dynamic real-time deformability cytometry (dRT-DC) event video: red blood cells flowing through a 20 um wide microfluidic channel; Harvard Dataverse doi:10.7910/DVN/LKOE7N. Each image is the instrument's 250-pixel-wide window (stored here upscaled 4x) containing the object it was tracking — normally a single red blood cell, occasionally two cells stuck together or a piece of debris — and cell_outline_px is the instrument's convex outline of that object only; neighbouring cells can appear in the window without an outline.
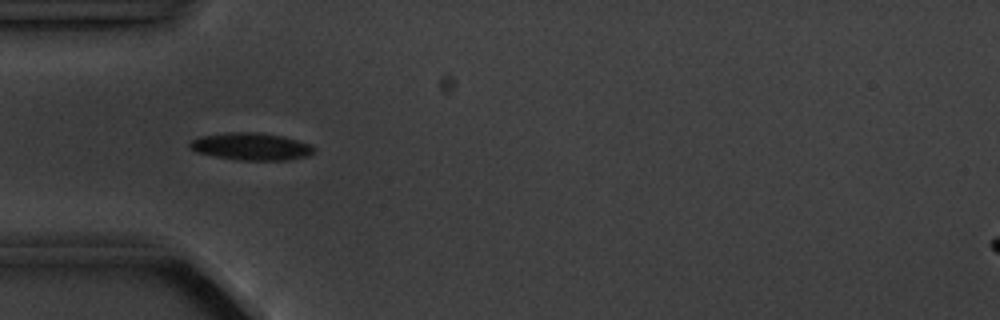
{"species": "common noctule bat (a hibernating species)", "species_latin": "Nyctalus noctula", "temperature_condition": "cold", "stored_images_in_passage": 6, "camera_frame_rate_fps": 3000, "um_per_image_px": 0.085, "animal": {"sex": "male", "body_mass_g": 20.1, "forearm_length_mm": 53.5}, "frame": {"image": 1, "passage_image": 5, "time_ms": 4.667, "image_size_px": [1000, 320], "cell_outline_px": [[316, 148], [308, 156], [284, 160], [236, 160], [196, 152], [188, 144], [192, 140], [200, 136], [228, 132], [256, 132], [284, 136], [312, 144]], "centroid_in_image_um": [21.37, 12.44], "position_along_channel_um": 63.6, "area_um2": 19.77}}